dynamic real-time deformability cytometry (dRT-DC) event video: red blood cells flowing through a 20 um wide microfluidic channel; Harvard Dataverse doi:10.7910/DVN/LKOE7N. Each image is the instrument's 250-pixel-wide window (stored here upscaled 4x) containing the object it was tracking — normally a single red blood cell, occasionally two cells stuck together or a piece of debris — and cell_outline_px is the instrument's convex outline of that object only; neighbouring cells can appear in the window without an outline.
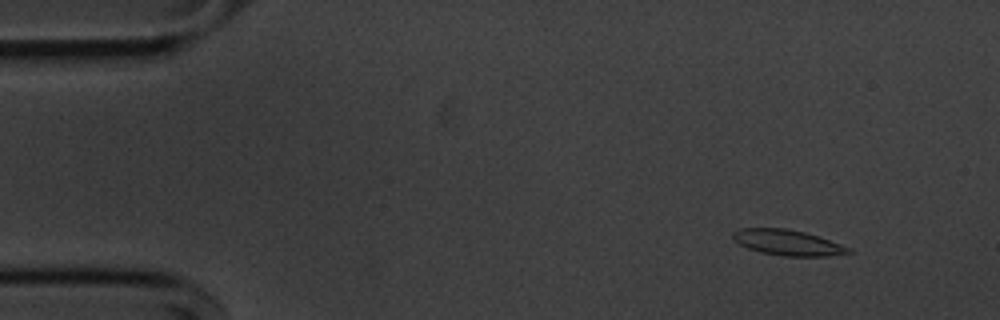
{"species": "common noctule bat (a hibernating species)", "species_latin": "Nyctalus noctula", "temperature_condition": "cold", "stored_images_in_passage": 55, "camera_frame_rate_fps": 3000, "um_per_image_px": 0.085, "animal": {"sex": "male", "body_mass_g": 20.1, "forearm_length_mm": 53.5}, "frame": {"image": 1, "passage_image": 6, "time_ms": 1.667, "image_size_px": [1000, 320], "cell_outline_px": [[852, 252], [828, 256], [784, 256], [760, 252], [748, 248], [740, 244], [732, 236], [732, 232], [740, 228], [784, 228], [804, 232], [820, 236], [852, 248]], "centroid_in_image_um": [66.98, 20.61], "position_along_channel_um": 18.0, "area_um2": 17.22}}
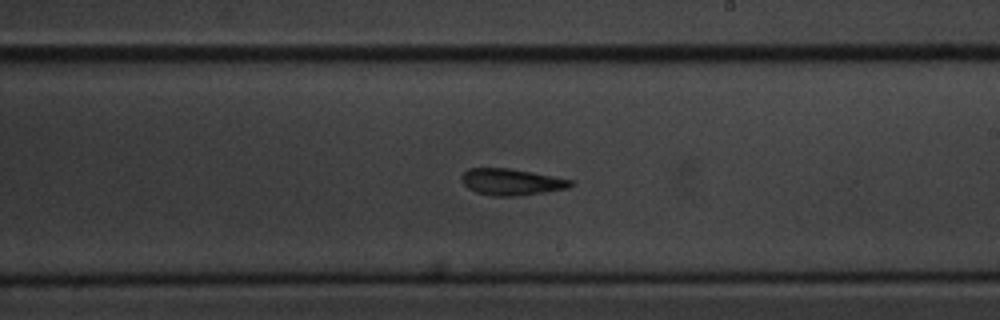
{"frame": {"image": 2, "passage_image": 32, "time_ms": 10.333, "image_size_px": [1000, 320], "cell_outline_px": [[576, 184], [568, 188], [520, 196], [492, 196], [476, 192], [468, 188], [460, 180], [460, 176], [468, 168], [508, 168], [532, 172], [572, 180]], "centroid_in_image_um": [43.46, 15.47], "position_along_channel_um": 245.5, "area_um2": 16.94}}
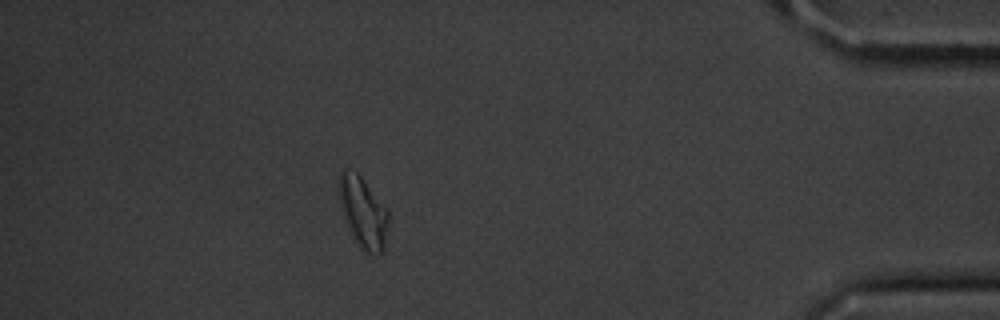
{"frame": {"image": 3, "passage_image": 49, "time_ms": 16.0, "image_size_px": [1000, 320], "cell_outline_px": [[388, 220], [384, 248], [380, 256], [376, 256], [364, 252], [356, 244], [344, 220], [340, 204], [336, 184], [336, 180], [340, 168], [344, 168], [356, 172], [364, 180], [388, 212]], "centroid_in_image_um": [30.79, 18.04], "position_along_channel_um": 404.4, "area_um2": 20.87}, "authors_computed_cell_mechanics": {"area_um2": 17.3978, "velocity_mm_per_s": 3.631, "shape_relaxation_time_tau1_ms": 3.3874, "shape_relaxation_time_tau2_ms": 4.5298, "deformation_change_tau1": 0.1417, "deformation_change_tau2": 0.1276}}